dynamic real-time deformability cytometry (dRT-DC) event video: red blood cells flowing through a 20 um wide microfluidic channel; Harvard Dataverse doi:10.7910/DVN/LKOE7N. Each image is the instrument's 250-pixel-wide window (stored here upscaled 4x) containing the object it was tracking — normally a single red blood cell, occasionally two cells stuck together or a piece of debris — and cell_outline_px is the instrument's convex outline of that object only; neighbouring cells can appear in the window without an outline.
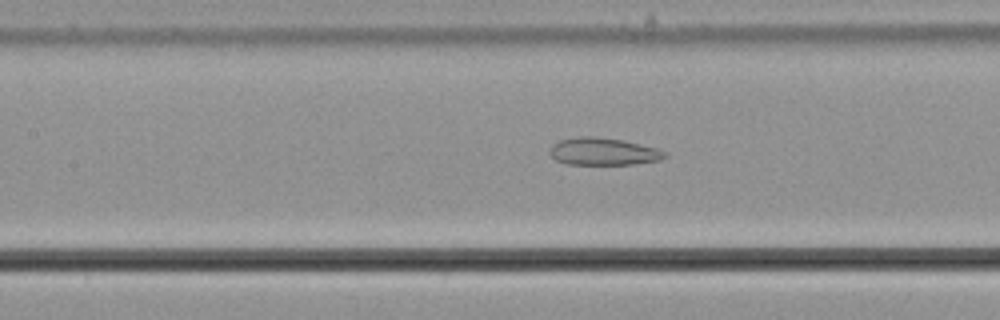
{"species": "common noctule bat (a hibernating species)", "species_latin": "Nyctalus noctula", "temperature_condition": "cold", "stored_images_in_passage": 33, "camera_frame_rate_fps": 3000, "um_per_image_px": 0.085, "animal": {"sex": "male", "body_mass_g": 21.5, "forearm_length_mm": 52.0}, "frame": {"image": 1, "passage_image": 26, "time_ms": 8.333, "image_size_px": [1000, 320], "cell_outline_px": [[668, 156], [660, 160], [632, 164], [568, 164], [556, 160], [548, 152], [552, 144], [560, 140], [576, 136], [592, 136], [624, 140], [656, 148], [668, 152]], "centroid_in_image_um": [51.28, 12.87], "position_along_channel_um": 156.1, "area_um2": 18.44}}
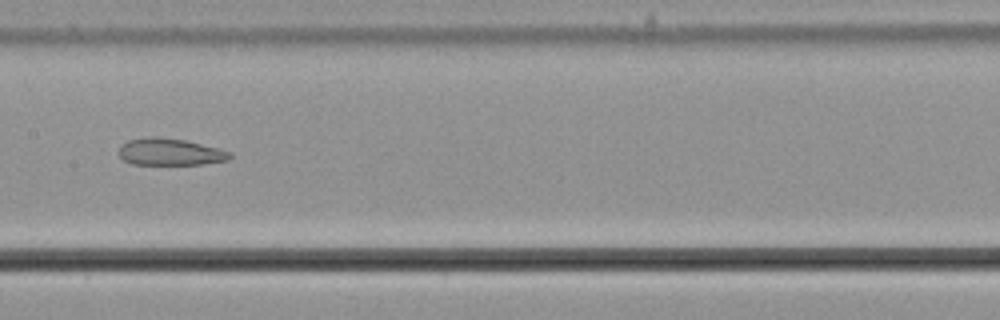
{"frame": {"image": 2, "passage_image": 29, "time_ms": 9.333, "image_size_px": [1000, 320], "cell_outline_px": [[232, 156], [228, 160], [200, 164], [132, 164], [124, 160], [120, 156], [120, 148], [128, 140], [144, 136], [160, 136], [184, 140], [232, 152]], "centroid_in_image_um": [14.44, 12.9], "position_along_channel_um": 193.0, "area_um2": 17.28}}
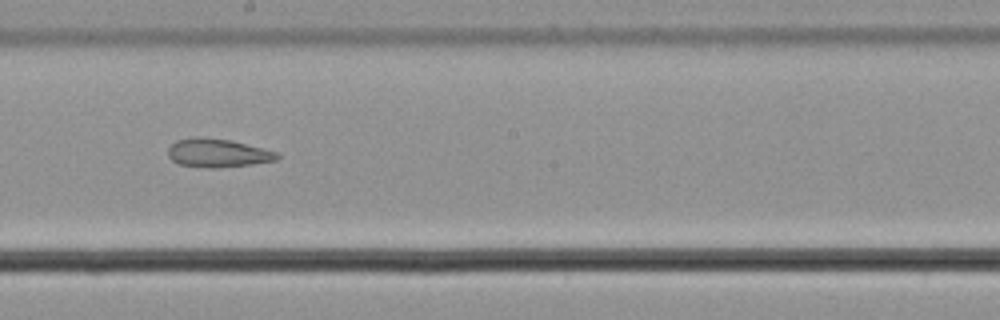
{"frame": {"image": 3, "passage_image": 32, "time_ms": 10.333, "image_size_px": [1000, 320], "cell_outline_px": [[280, 156], [276, 160], [252, 164], [212, 168], [208, 168], [180, 164], [172, 160], [168, 156], [168, 148], [176, 140], [192, 136], [200, 136], [228, 140], [276, 152]], "centroid_in_image_um": [18.44, 13.0], "position_along_channel_um": 229.8, "area_um2": 17.86}}